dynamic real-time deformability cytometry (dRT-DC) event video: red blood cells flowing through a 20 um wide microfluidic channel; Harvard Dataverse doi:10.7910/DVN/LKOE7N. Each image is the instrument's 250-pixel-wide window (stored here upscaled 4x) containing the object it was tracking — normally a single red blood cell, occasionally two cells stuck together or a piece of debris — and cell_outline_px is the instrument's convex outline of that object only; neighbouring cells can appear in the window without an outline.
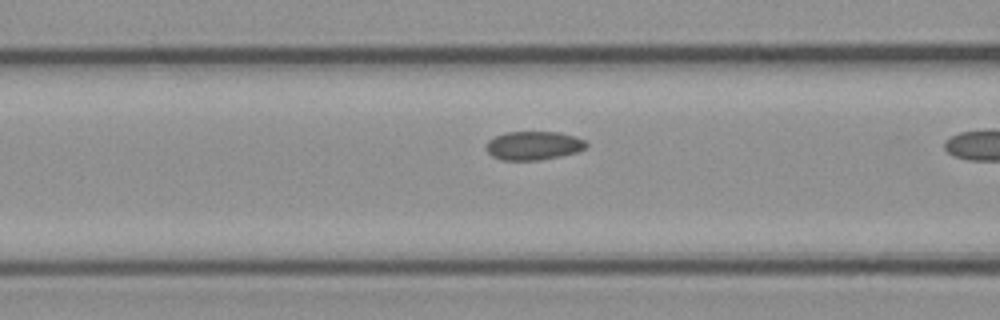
{"species": "common noctule bat (a hibernating species)", "species_latin": "Nyctalus noctula", "temperature_condition": "cold", "stored_images_in_passage": 9, "camera_frame_rate_fps": 3000, "um_per_image_px": 0.085, "animal": {"sex": "female", "body_mass_g": 21.9}, "frame": {"image": 1, "passage_image": 8, "time_ms": 2.333, "image_size_px": [1000, 320], "cell_outline_px": [[588, 144], [584, 148], [576, 152], [560, 156], [540, 160], [500, 160], [492, 156], [484, 148], [488, 140], [504, 132], [560, 132], [584, 140]], "centroid_in_image_um": [45.3, 12.38], "position_along_channel_um": 121.3, "area_um2": 16.7}}